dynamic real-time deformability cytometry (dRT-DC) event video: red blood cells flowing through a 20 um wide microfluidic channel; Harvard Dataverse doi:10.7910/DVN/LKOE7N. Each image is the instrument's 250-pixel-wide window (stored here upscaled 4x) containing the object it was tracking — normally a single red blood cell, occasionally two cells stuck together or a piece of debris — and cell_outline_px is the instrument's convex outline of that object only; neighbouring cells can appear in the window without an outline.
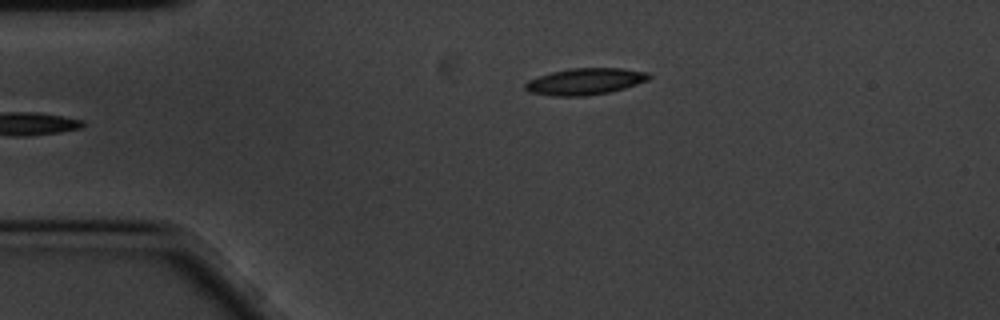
{"species": "common noctule bat (a hibernating species)", "species_latin": "Nyctalus noctula", "temperature_condition": "cold", "stored_images_in_passage": 41, "camera_frame_rate_fps": 3000, "um_per_image_px": 0.085, "animal": {"sex": "male", "body_mass_g": 20.1, "forearm_length_mm": 53.5}, "frame": {"image": 1, "passage_image": 1, "time_ms": 0.0, "image_size_px": [1000, 320], "cell_outline_px": [[652, 76], [648, 80], [624, 88], [608, 92], [584, 96], [552, 96], [528, 92], [524, 88], [524, 84], [528, 80], [552, 72], [572, 68], [624, 68], [648, 72]], "centroid_in_image_um": [49.73, 6.92], "position_along_channel_um": 35.3, "area_um2": 19.13}}
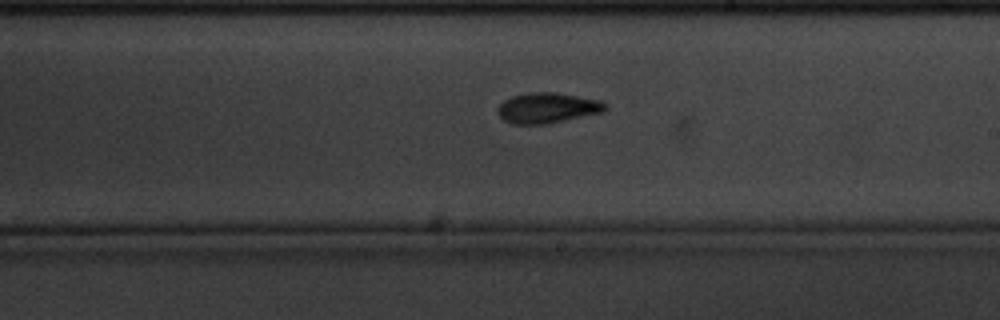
{"frame": {"image": 2, "passage_image": 22, "time_ms": 7.0, "image_size_px": [1000, 320], "cell_outline_px": [[608, 108], [604, 112], [548, 124], [512, 124], [504, 120], [496, 112], [496, 108], [504, 100], [512, 96], [528, 92], [556, 92], [600, 100], [608, 104]], "centroid_in_image_um": [46.54, 9.17], "position_along_channel_um": 242.5, "area_um2": 19.36}}
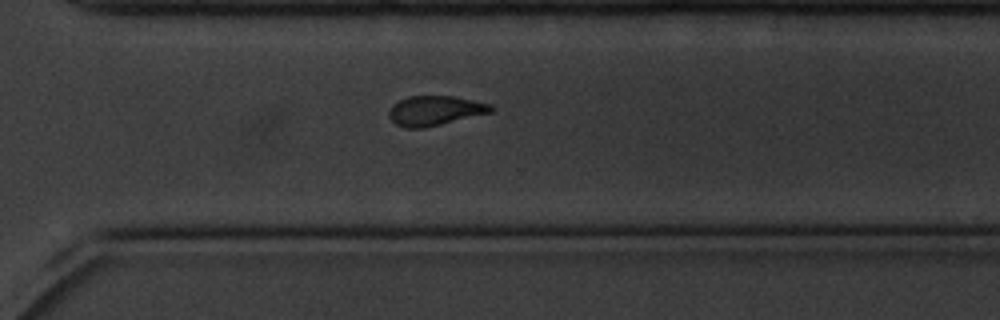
{"frame": {"image": 3, "passage_image": 30, "time_ms": 9.667, "image_size_px": [1000, 320], "cell_outline_px": [[496, 108], [492, 112], [424, 128], [404, 128], [396, 124], [388, 116], [388, 112], [392, 104], [408, 96], [452, 96], [492, 104]], "centroid_in_image_um": [36.97, 9.4], "position_along_channel_um": 333.6, "area_um2": 17.69}, "authors_computed_cell_mechanics": {"area_um2": 18.5538, "velocity_mm_per_s": 3.4301, "shape_relaxation_time_tau1_ms": 2.8111, "shape_relaxation_time_tau2_ms": 5.1438, "deformation_change_tau1": 0.1141, "deformation_change_tau2": 0.1146}}